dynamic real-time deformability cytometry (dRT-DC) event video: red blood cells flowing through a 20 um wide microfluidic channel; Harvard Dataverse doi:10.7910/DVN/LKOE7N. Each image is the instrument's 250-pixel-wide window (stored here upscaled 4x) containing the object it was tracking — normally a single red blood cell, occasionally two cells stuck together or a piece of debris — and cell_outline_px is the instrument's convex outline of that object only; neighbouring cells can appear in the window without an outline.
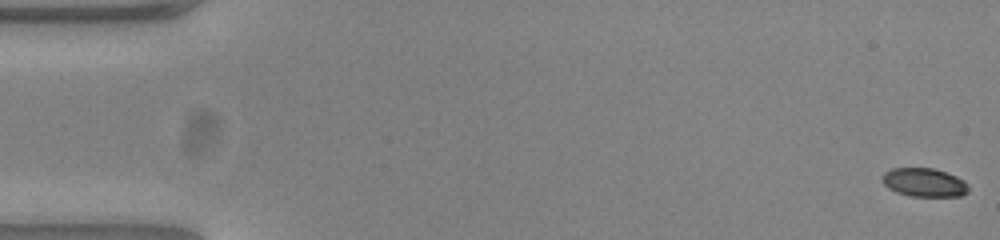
{"species": "common noctule bat (a hibernating species)", "species_latin": "Nyctalus noctula", "temperature_condition": "warm", "stored_images_in_passage": 54, "camera_frame_rate_fps": 3000, "um_per_image_px": 0.085, "animal": {"sex": "female", "body_mass_g": 23.0, "forearm_length_mm": 53.4}, "frame": {"image": 1, "passage_image": 1, "time_ms": 0.0, "image_size_px": [1000, 240], "cell_outline_px": [[968, 192], [960, 196], [908, 196], [896, 192], [888, 188], [880, 180], [884, 172], [892, 168], [932, 168], [956, 176], [964, 180], [968, 184]], "centroid_in_image_um": [78.53, 15.51], "position_along_channel_um": 6.5, "area_um2": 14.45}}
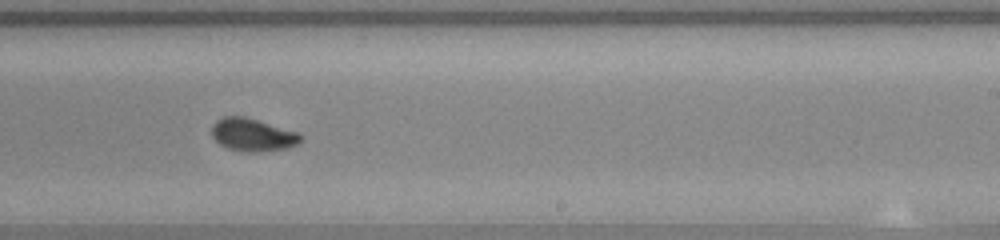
{"frame": {"image": 2, "passage_image": 33, "time_ms": 10.667, "image_size_px": [1000, 240], "cell_outline_px": [[300, 140], [296, 144], [288, 148], [256, 152], [244, 152], [228, 148], [220, 144], [212, 136], [212, 124], [216, 120], [224, 116], [244, 116], [296, 132], [300, 136]], "centroid_in_image_um": [21.41, 11.46], "position_along_channel_um": 267.6, "area_um2": 16.7}}
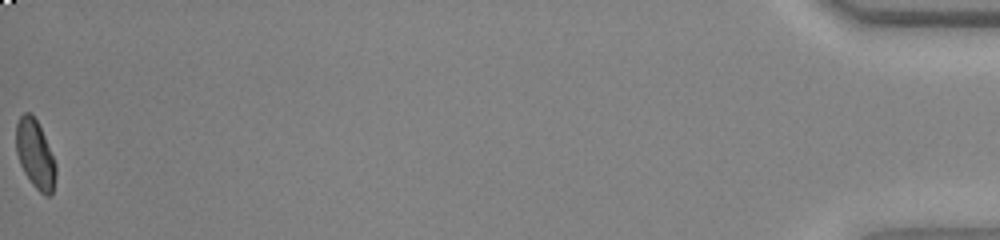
{"frame": {"image": 3, "passage_image": 54, "time_ms": 17.667, "image_size_px": [1000, 240], "cell_outline_px": [[56, 176], [52, 192], [48, 196], [44, 196], [32, 184], [24, 172], [20, 164], [16, 152], [16, 124], [20, 116], [24, 112], [28, 112], [36, 120], [44, 136], [56, 164]], "centroid_in_image_um": [2.98, 13.13], "position_along_channel_um": 432.2, "area_um2": 15.66}, "authors_computed_cell_mechanics": {"area_um2": 16.5019, "velocity_mm_per_s": 3.8593, "shape_relaxation_time_tau1_ms": 3.933, "shape_relaxation_time_tau2_ms": 0.9366, "deformation_change_tau1": 0.1526, "deformation_change_tau2": 0.0553}}